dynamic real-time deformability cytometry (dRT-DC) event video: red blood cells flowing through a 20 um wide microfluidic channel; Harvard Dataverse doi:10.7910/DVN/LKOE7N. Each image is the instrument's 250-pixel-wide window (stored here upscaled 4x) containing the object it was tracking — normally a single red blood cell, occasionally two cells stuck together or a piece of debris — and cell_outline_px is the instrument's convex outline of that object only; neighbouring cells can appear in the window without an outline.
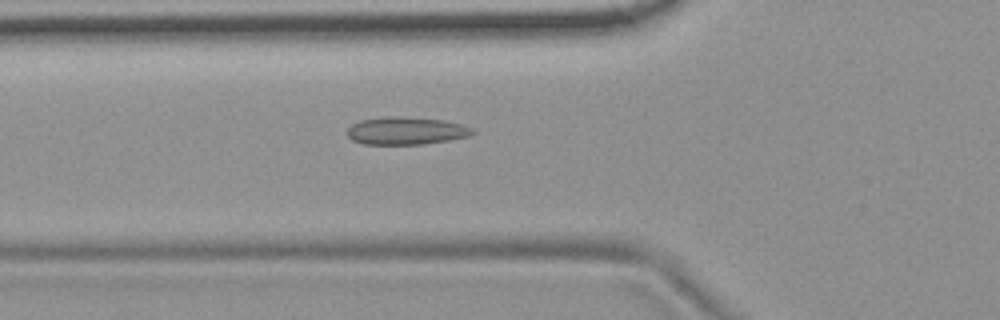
{"species": "common noctule bat (a hibernating species)", "species_latin": "Nyctalus noctula", "temperature_condition": "room temperature", "stored_images_in_passage": 38, "camera_frame_rate_fps": 3000, "um_per_image_px": 0.085, "animal": {"sex": "female", "body_mass_g": 19.9}, "frame": {"image": 1, "passage_image": 4, "time_ms": 1.0, "image_size_px": [1000, 320], "cell_outline_px": [[476, 132], [468, 136], [448, 140], [424, 144], [364, 144], [352, 140], [348, 136], [348, 128], [352, 124], [360, 120], [388, 116], [400, 116], [444, 120], [476, 128]], "centroid_in_image_um": [34.54, 11.11], "position_along_channel_um": 91.3, "area_um2": 20.23}}
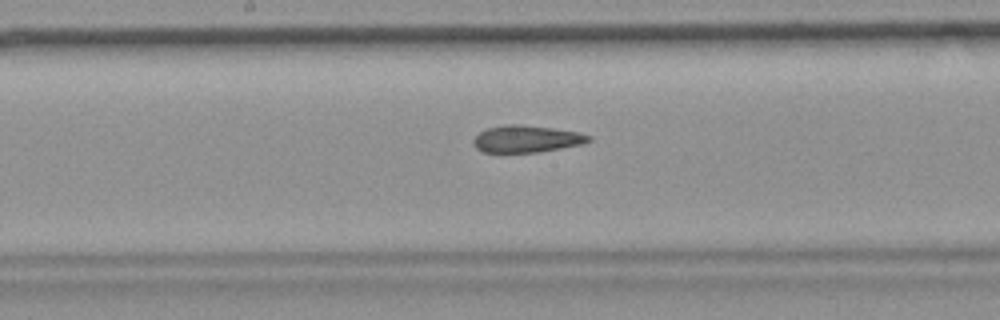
{"frame": {"image": 2, "passage_image": 13, "time_ms": 4.0, "image_size_px": [1000, 320], "cell_outline_px": [[592, 140], [580, 144], [540, 152], [480, 152], [472, 144], [472, 140], [480, 132], [488, 128], [504, 124], [520, 124], [552, 128], [580, 132], [592, 136]], "centroid_in_image_um": [44.74, 11.8], "position_along_channel_um": 203.5, "area_um2": 18.21}}
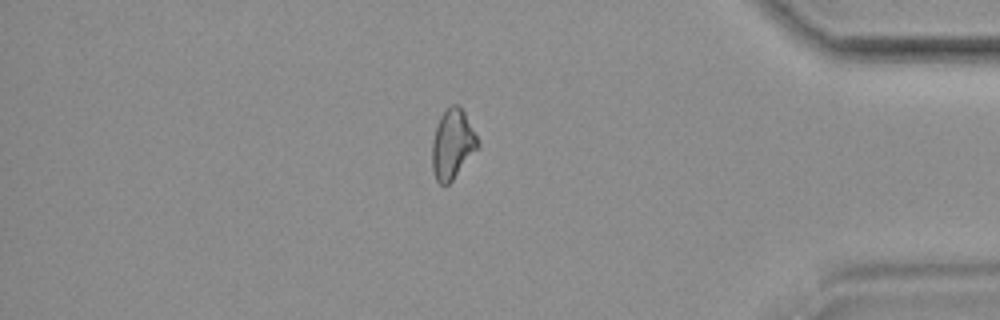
{"frame": {"image": 3, "passage_image": 31, "time_ms": 10.0, "image_size_px": [1000, 320], "cell_outline_px": [[480, 144], [452, 180], [448, 184], [440, 184], [436, 180], [432, 168], [432, 140], [436, 124], [440, 116], [452, 104], [460, 104]], "centroid_in_image_um": [38.43, 12.23], "position_along_channel_um": 396.8, "area_um2": 18.21}, "authors_computed_cell_mechanics": {"area_um2": 18.5538, "velocity_mm_per_s": 3.73, "shape_relaxation_time_tau1_ms": null, "shape_relaxation_time_tau2_ms": 4.7512, "deformation_change_tau1": null, "deformation_change_tau2": 0.1181}}